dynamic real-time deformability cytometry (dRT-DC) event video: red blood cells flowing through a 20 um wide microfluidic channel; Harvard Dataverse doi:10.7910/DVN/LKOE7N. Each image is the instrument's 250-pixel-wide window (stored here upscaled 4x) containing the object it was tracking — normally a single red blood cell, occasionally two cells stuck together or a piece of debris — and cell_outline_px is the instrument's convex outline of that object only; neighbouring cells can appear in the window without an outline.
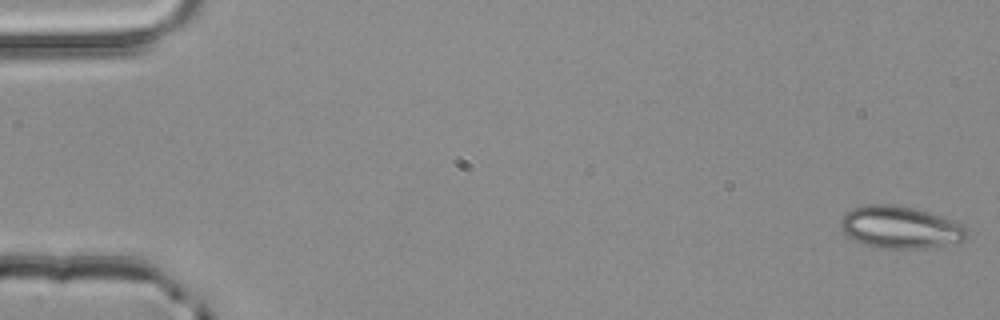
{"species": "common noctule bat (a hibernating species)", "species_latin": "Nyctalus noctula", "temperature_condition": "room temperature", "stored_images_in_passage": 4, "camera_frame_rate_fps": 3000, "um_per_image_px": 0.085, "animal": {"sex": "male", "body_mass_g": 20.4}, "frame": {"image": 1, "passage_image": 1, "time_ms": 0.0, "image_size_px": [1000, 320], "cell_outline_px": [[968, 232], [964, 240], [928, 248], [880, 248], [864, 244], [852, 240], [844, 232], [840, 224], [840, 220], [852, 208], [864, 204], [896, 204], [916, 208], [940, 216], [960, 224], [968, 228]], "centroid_in_image_um": [76.49, 19.31], "position_along_channel_um": 8.5, "area_um2": 30.98}}